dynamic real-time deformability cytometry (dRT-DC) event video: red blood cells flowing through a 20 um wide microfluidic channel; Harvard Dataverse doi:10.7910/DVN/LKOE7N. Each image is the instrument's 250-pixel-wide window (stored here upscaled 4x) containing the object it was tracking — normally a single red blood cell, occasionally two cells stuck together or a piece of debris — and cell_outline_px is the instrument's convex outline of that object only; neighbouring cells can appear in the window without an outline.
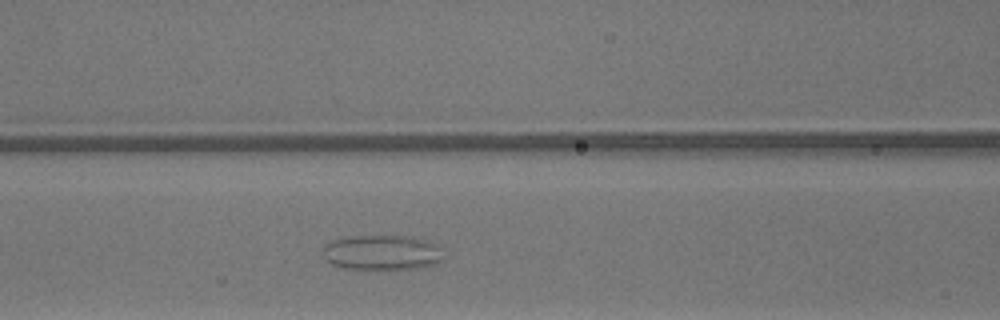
{"species": "common noctule bat (a hibernating species)", "species_latin": "Nyctalus noctula", "temperature_condition": "warm", "stored_images_in_passage": 35, "camera_frame_rate_fps": 3000, "um_per_image_px": 0.085, "animal": {"sex": "male", "body_mass_g": 13.3}, "frame": {"image": 1, "passage_image": 16, "time_ms": 5.0, "image_size_px": [1000, 320], "cell_outline_px": [[444, 260], [436, 264], [424, 268], [388, 272], [344, 268], [332, 264], [324, 256], [324, 244], [332, 240], [356, 236], [404, 236], [436, 244], [440, 248]], "centroid_in_image_um": [32.5, 21.53], "position_along_channel_um": 134.1, "area_um2": 25.32}}
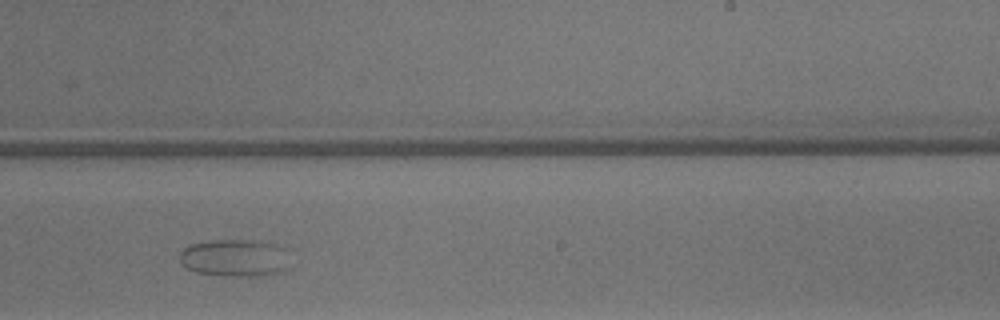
{"frame": {"image": 2, "passage_image": 26, "time_ms": 8.333, "image_size_px": [1000, 320], "cell_outline_px": [[292, 268], [280, 272], [256, 276], [232, 276], [196, 272], [180, 264], [180, 252], [188, 244], [212, 240], [268, 240], [284, 248]], "centroid_in_image_um": [20.01, 21.9], "position_along_channel_um": 269.0, "area_um2": 24.51}}
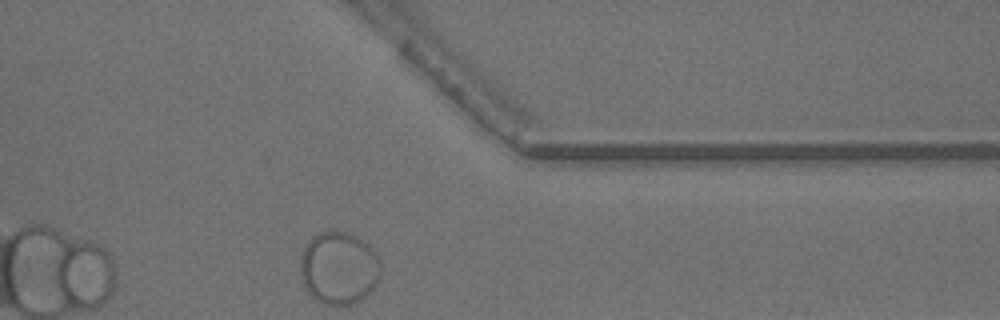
{"frame": {"image": 3, "passage_image": 35, "time_ms": 11.333, "image_size_px": [1000, 320], "cell_outline_px": [[380, 280], [360, 300], [348, 304], [324, 304], [316, 300], [304, 288], [300, 272], [300, 256], [308, 240], [312, 236], [320, 232], [348, 232], [364, 240], [372, 248], [380, 260]], "centroid_in_image_um": [28.79, 22.76], "position_along_channel_um": 382.6, "area_um2": 34.1}}